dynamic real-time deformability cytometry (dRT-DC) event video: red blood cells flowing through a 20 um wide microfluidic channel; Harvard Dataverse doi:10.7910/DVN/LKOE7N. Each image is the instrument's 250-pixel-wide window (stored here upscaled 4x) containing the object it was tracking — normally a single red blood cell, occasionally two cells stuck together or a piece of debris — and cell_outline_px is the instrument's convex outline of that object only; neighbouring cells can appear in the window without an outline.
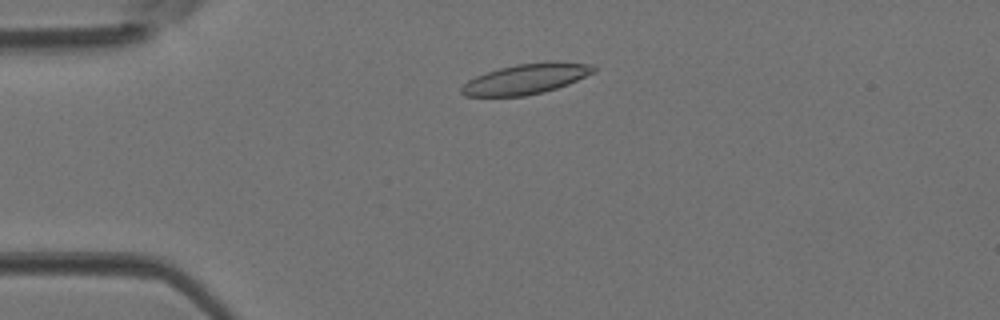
{"species": "Egyptian fruit bat (a non-hibernating species)", "species_latin": "Rousettus aegyptiacus", "temperature_condition": "room temperature", "stored_images_in_passage": 41, "camera_frame_rate_fps": 3000, "um_per_image_px": 0.085, "animal": {"sex": "female"}, "frame": {"image": 1, "passage_image": 7, "time_ms": 2.0, "image_size_px": [1000, 320], "cell_outline_px": [[596, 72], [568, 84], [544, 92], [524, 96], [464, 96], [460, 92], [460, 88], [468, 80], [476, 76], [500, 68], [516, 64], [544, 60], [556, 60], [592, 64], [596, 68]], "centroid_in_image_um": [44.76, 6.68], "position_along_channel_um": 40.2, "area_um2": 23.7}}
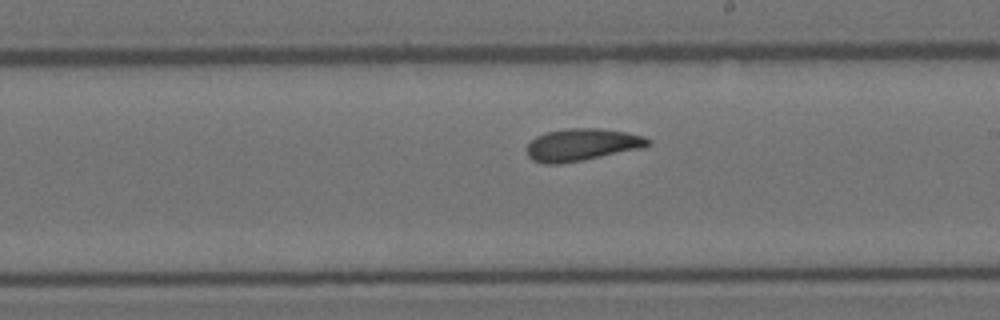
{"frame": {"image": 2, "passage_image": 22, "time_ms": 7.0, "image_size_px": [1000, 320], "cell_outline_px": [[652, 144], [644, 148], [560, 164], [548, 164], [532, 160], [528, 156], [528, 144], [536, 136], [544, 132], [564, 128], [600, 128], [624, 132], [644, 136], [652, 140]], "centroid_in_image_um": [49.49, 12.29], "position_along_channel_um": 239.5, "area_um2": 22.83}}
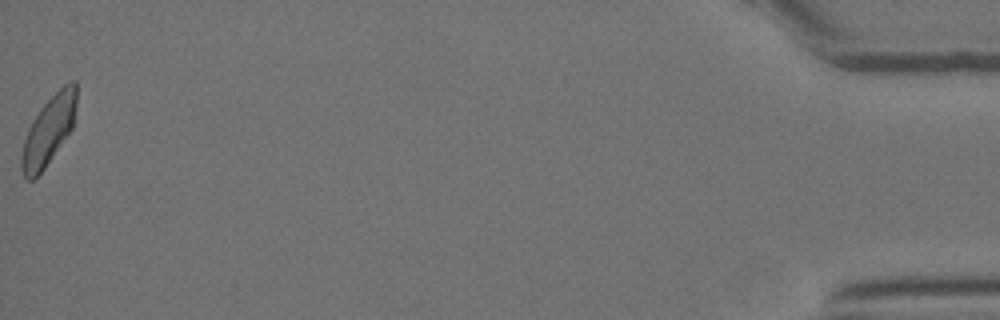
{"frame": {"image": 3, "passage_image": 41, "time_ms": 13.333, "image_size_px": [1000, 320], "cell_outline_px": [[76, 108], [72, 128], [44, 168], [32, 180], [28, 180], [24, 176], [20, 168], [20, 156], [24, 140], [28, 128], [32, 120], [40, 108], [64, 84], [72, 80], [76, 80]], "centroid_in_image_um": [4.11, 11.08], "position_along_channel_um": 431.1, "area_um2": 21.73}}